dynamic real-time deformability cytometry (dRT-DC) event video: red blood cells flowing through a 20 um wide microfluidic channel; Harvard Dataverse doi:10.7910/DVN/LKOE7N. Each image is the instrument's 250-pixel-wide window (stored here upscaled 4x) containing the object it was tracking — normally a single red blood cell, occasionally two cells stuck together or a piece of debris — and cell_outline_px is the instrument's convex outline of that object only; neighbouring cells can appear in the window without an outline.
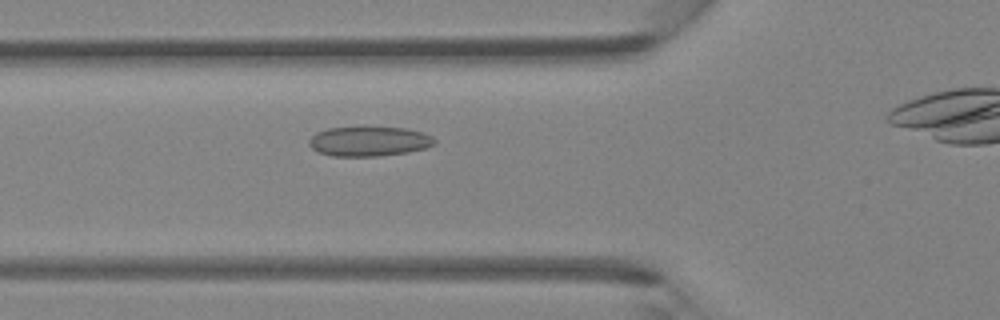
{"species": "Egyptian fruit bat (a non-hibernating species)", "species_latin": "Rousettus aegyptiacus", "temperature_condition": "room temperature", "stored_images_in_passage": 33, "camera_frame_rate_fps": 3000, "um_per_image_px": 0.085, "animal": {"sex": "female"}, "frame": {"image": 1, "passage_image": 10, "time_ms": 3.0, "image_size_px": [1000, 320], "cell_outline_px": [[436, 144], [424, 148], [408, 152], [380, 156], [332, 156], [320, 152], [312, 148], [308, 144], [308, 140], [316, 132], [328, 128], [360, 124], [404, 128], [424, 132], [432, 136], [436, 140]], "centroid_in_image_um": [31.36, 11.96], "position_along_channel_um": 94.4, "area_um2": 22.66}}
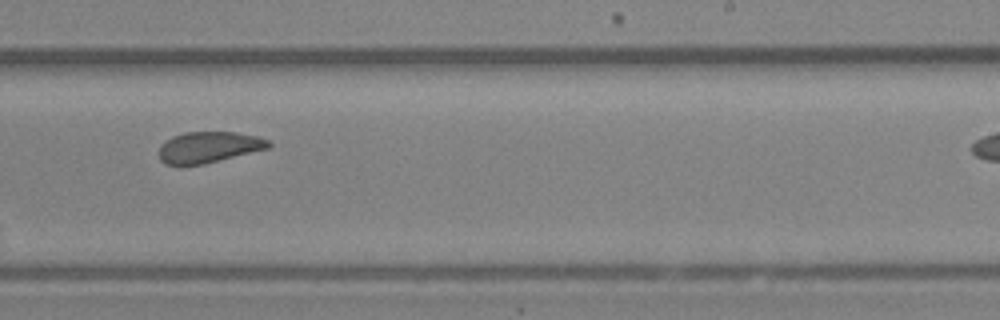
{"frame": {"image": 2, "passage_image": 22, "time_ms": 7.0, "image_size_px": [1000, 320], "cell_outline_px": [[272, 144], [268, 148], [204, 164], [164, 164], [160, 160], [160, 144], [172, 136], [184, 132], [236, 132], [256, 136], [268, 140]], "centroid_in_image_um": [17.73, 12.5], "position_along_channel_um": 271.3, "area_um2": 19.65}}
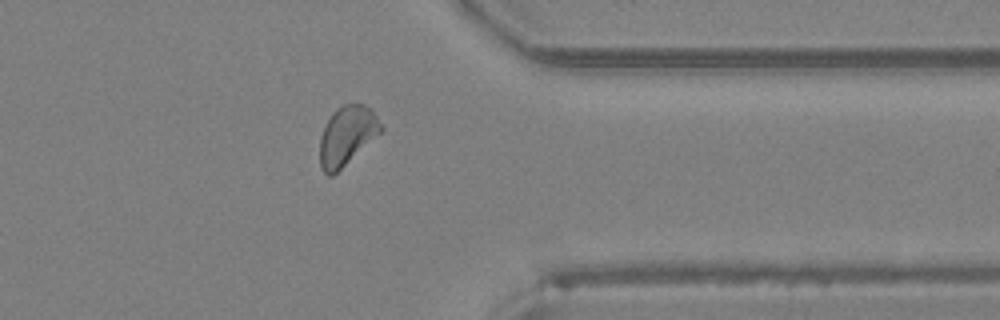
{"frame": {"image": 3, "passage_image": 30, "time_ms": 9.667, "image_size_px": [1000, 320], "cell_outline_px": [[384, 128], [380, 132], [332, 176], [328, 176], [320, 168], [320, 136], [332, 112], [336, 108], [344, 104], [364, 104], [372, 108]], "centroid_in_image_um": [29.48, 11.5], "position_along_channel_um": 381.9, "area_um2": 20.75}}